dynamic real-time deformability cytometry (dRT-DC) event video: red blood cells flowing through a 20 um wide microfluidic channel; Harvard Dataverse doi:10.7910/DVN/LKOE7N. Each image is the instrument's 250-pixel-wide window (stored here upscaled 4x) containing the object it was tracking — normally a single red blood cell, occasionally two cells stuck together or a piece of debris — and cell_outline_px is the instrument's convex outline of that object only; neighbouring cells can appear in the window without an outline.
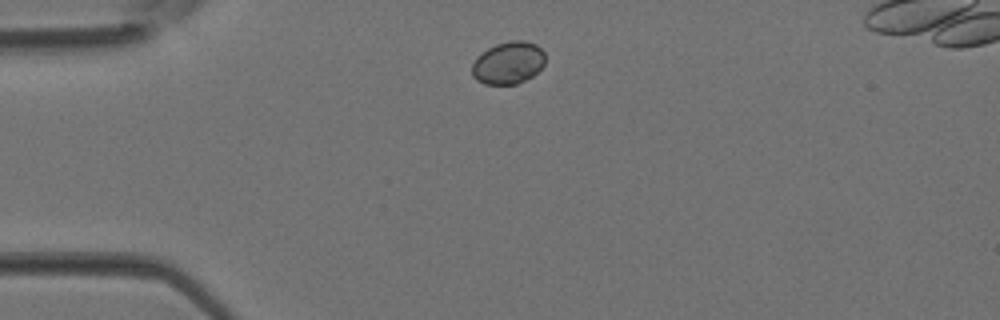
{"species": "Egyptian fruit bat (a non-hibernating species)", "species_latin": "Rousettus aegyptiacus", "temperature_condition": "room temperature", "stored_images_in_passage": 2, "camera_frame_rate_fps": 3000, "um_per_image_px": 0.085, "animal": {"sex": "female"}, "frame": {"image": 1, "passage_image": 1, "time_ms": 0.0, "image_size_px": [1000, 320], "cell_outline_px": [[544, 64], [532, 76], [516, 84], [484, 84], [476, 80], [472, 76], [472, 64], [476, 56], [488, 48], [496, 44], [512, 40], [524, 40], [536, 44], [544, 52]], "centroid_in_image_um": [43.17, 5.34], "position_along_channel_um": 41.8, "area_um2": 18.09}}